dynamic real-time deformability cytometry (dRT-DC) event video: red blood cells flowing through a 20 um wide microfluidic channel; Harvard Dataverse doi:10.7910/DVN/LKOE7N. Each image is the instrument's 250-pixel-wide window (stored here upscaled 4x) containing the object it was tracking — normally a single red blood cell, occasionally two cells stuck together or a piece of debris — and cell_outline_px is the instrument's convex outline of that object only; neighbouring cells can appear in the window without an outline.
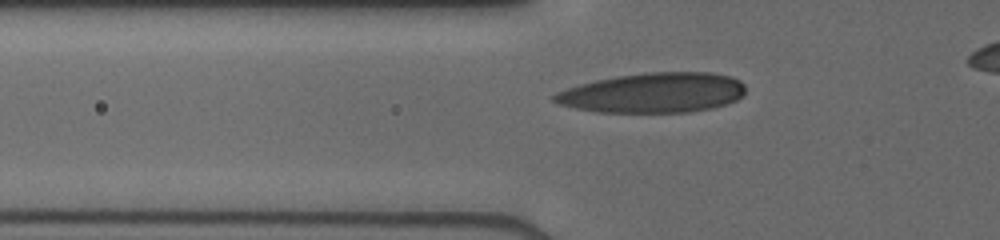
{"species": "human", "species_latin": "Homo sapiens", "temperature_condition": "cold", "stored_images_in_passage": 33, "camera_frame_rate_fps": 3000, "um_per_image_px": 0.085, "donor": {"sex": "male"}, "frame": {"image": 1, "passage_image": 3, "time_ms": 0.667, "image_size_px": [1000, 240], "cell_outline_px": [[744, 92], [736, 100], [712, 108], [692, 112], [596, 112], [576, 108], [560, 104], [552, 100], [552, 96], [556, 92], [580, 84], [596, 80], [616, 76], [648, 72], [712, 72], [732, 76], [740, 80], [744, 84]], "centroid_in_image_um": [55.54, 7.88], "position_along_channel_um": 70.3, "area_um2": 44.51}}
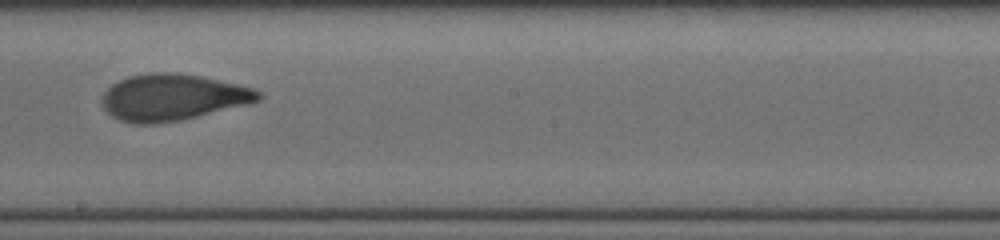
{"frame": {"image": 2, "passage_image": 17, "time_ms": 4.667, "image_size_px": [1000, 240], "cell_outline_px": [[260, 100], [248, 104], [180, 120], [152, 124], [132, 124], [120, 120], [112, 116], [104, 108], [100, 100], [100, 96], [112, 84], [128, 76], [148, 72], [176, 72], [200, 76], [256, 88], [260, 92]], "centroid_in_image_um": [14.64, 8.26], "position_along_channel_um": 233.6, "area_um2": 42.43}}
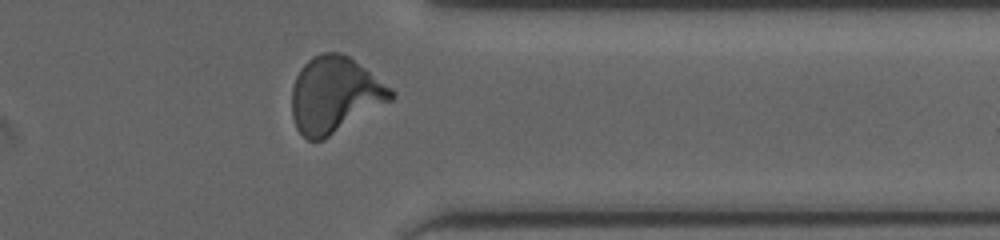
{"frame": {"image": 3, "passage_image": 29, "time_ms": 8.333, "image_size_px": [1000, 240], "cell_outline_px": [[396, 96], [392, 100], [324, 140], [308, 140], [296, 128], [292, 116], [292, 88], [296, 76], [300, 68], [312, 56], [324, 52], [340, 52], [348, 56], [392, 88], [396, 92]], "centroid_in_image_um": [28.45, 8.07], "position_along_channel_um": 383.0, "area_um2": 43.99}}